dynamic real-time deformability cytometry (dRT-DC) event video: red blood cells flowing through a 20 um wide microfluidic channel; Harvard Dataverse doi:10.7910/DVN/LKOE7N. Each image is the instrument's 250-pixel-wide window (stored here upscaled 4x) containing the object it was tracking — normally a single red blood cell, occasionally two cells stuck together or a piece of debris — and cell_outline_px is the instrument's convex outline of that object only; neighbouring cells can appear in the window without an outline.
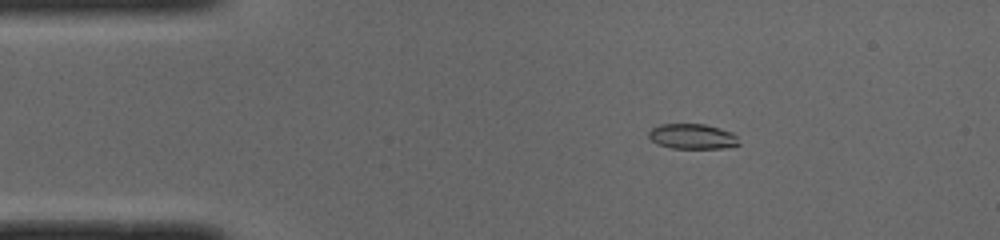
{"species": "common noctule bat (a hibernating species)", "species_latin": "Nyctalus noctula", "temperature_condition": "cold", "stored_images_in_passage": 50, "camera_frame_rate_fps": 3000, "um_per_image_px": 0.085, "animal": {"sex": "male", "body_mass_g": 19.0, "forearm_length_mm": 50.8}, "frame": {"image": 1, "passage_image": 8, "time_ms": 2.333, "image_size_px": [1000, 240], "cell_outline_px": [[740, 144], [724, 148], [672, 148], [660, 144], [652, 140], [648, 136], [648, 132], [652, 128], [660, 124], [704, 124], [720, 128], [732, 132], [736, 136]], "centroid_in_image_um": [58.86, 11.59], "position_along_channel_um": 26.1, "area_um2": 13.12}}
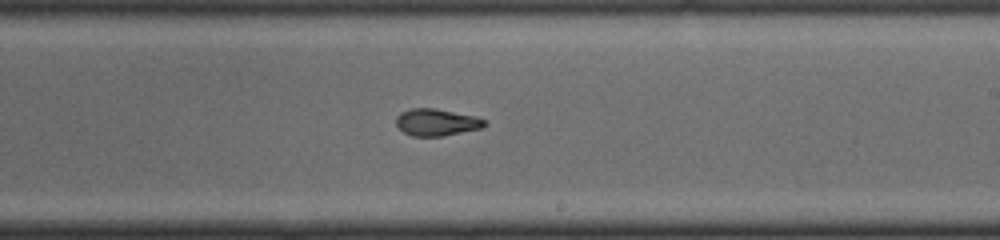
{"frame": {"image": 2, "passage_image": 29, "time_ms": 9.333, "image_size_px": [1000, 240], "cell_outline_px": [[488, 124], [480, 128], [440, 136], [412, 136], [404, 132], [396, 124], [396, 116], [400, 112], [412, 108], [436, 108], [476, 116], [484, 120]], "centroid_in_image_um": [37.09, 10.38], "position_along_channel_um": 251.9, "area_um2": 13.81}}
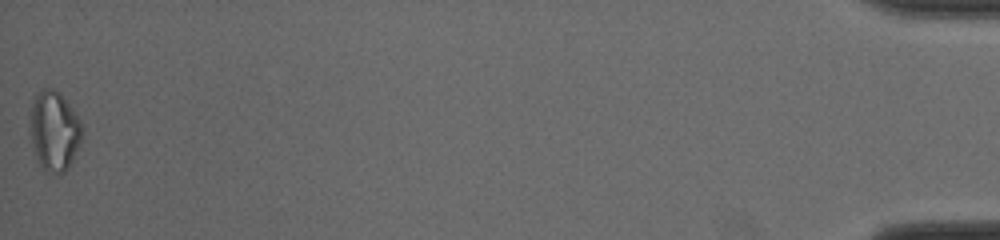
{"frame": {"image": 3, "passage_image": 50, "time_ms": 16.333, "image_size_px": [1000, 240], "cell_outline_px": [[80, 140], [72, 160], [68, 168], [60, 176], [44, 168], [40, 164], [36, 156], [28, 132], [28, 128], [32, 104], [36, 96], [44, 88], [52, 88], [60, 92], [80, 120]], "centroid_in_image_um": [4.57, 11.12], "position_along_channel_um": 430.6, "area_um2": 23.81}, "authors_computed_cell_mechanics": {"area_um2": 14.0454, "velocity_mm_per_s": 4.0018, "shape_relaxation_time_tau1_ms": 4.6382, "shape_relaxation_time_tau2_ms": 2.3807, "deformation_change_tau1": 0.2084, "deformation_change_tau2": 0.0933}}